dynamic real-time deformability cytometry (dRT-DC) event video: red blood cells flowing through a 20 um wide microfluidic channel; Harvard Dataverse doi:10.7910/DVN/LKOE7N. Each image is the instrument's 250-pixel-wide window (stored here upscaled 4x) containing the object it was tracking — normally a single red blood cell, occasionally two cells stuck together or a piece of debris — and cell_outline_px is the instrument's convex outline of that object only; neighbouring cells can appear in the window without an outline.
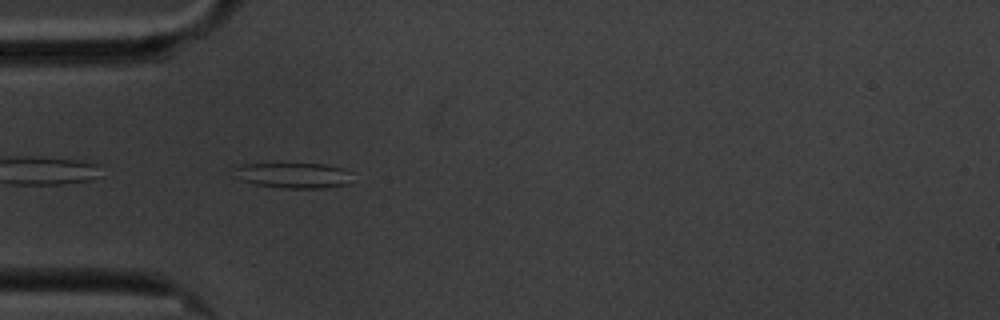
{"species": "common noctule bat (a hibernating species)", "species_latin": "Nyctalus noctula", "temperature_condition": "cold", "stored_images_in_passage": 43, "camera_frame_rate_fps": 3000, "um_per_image_px": 0.085, "animal": {"sex": "male", "body_mass_g": 20.1, "forearm_length_mm": 53.5}, "frame": {"image": 1, "passage_image": 2, "time_ms": 0.333, "image_size_px": [1000, 320], "cell_outline_px": [[352, 172], [348, 184], [320, 188], [280, 188], [256, 184], [244, 180], [236, 176], [236, 168], [244, 164], [324, 164], [344, 168]], "centroid_in_image_um": [25.02, 14.91], "position_along_channel_um": 60.0, "area_um2": 17.22}}
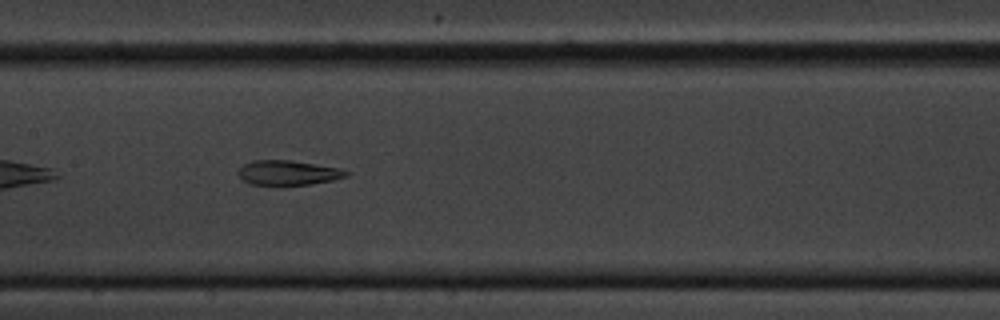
{"frame": {"image": 2, "passage_image": 13, "time_ms": 4.0, "image_size_px": [1000, 320], "cell_outline_px": [[352, 172], [348, 176], [332, 180], [312, 184], [284, 188], [276, 188], [248, 184], [240, 176], [240, 168], [244, 164], [252, 160], [292, 160], [340, 168]], "centroid_in_image_um": [24.5, 14.74], "position_along_channel_um": 182.9, "area_um2": 16.42}}
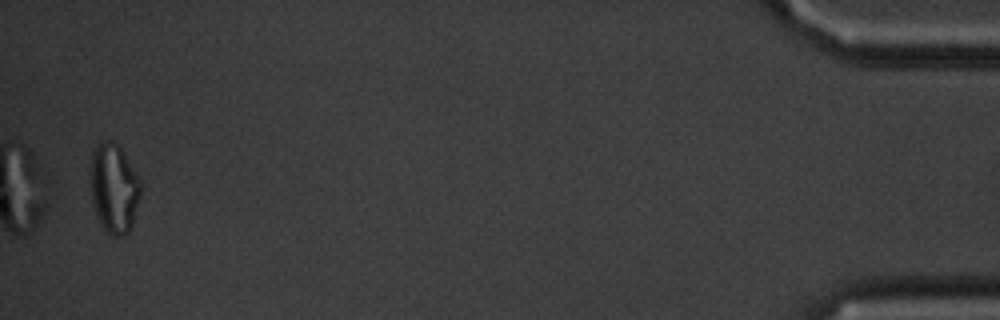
{"frame": {"image": 3, "passage_image": 42, "time_ms": 13.667, "image_size_px": [1000, 320], "cell_outline_px": [[140, 196], [132, 228], [124, 236], [112, 236], [100, 224], [96, 216], [92, 200], [88, 172], [92, 152], [96, 144], [104, 140], [112, 140], [120, 148], [140, 180]], "centroid_in_image_um": [9.65, 16.01], "position_along_channel_um": 425.6, "area_um2": 26.53}, "authors_computed_cell_mechanics": {"area_um2": 16.9932, "velocity_mm_per_s": 3.4046, "shape_relaxation_time_tau1_ms": null, "shape_relaxation_time_tau2_ms": 4.6619, "deformation_change_tau1": null, "deformation_change_tau2": 0.1394}}